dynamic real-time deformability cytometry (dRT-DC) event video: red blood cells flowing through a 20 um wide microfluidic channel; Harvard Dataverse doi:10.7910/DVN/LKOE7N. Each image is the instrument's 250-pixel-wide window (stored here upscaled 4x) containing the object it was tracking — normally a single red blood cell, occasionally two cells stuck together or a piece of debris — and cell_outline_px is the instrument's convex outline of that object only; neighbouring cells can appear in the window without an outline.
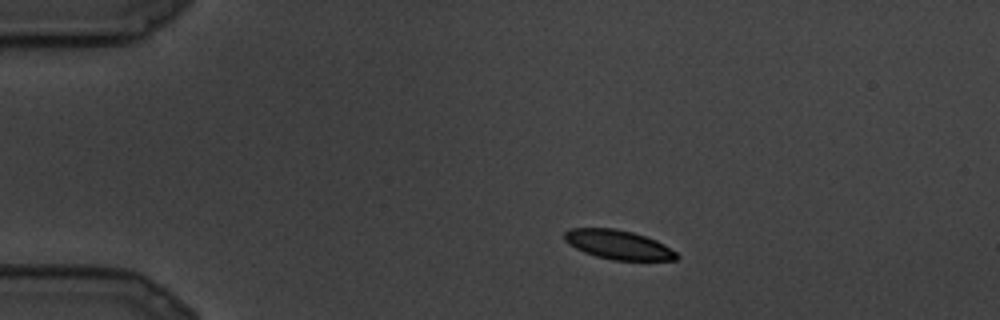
{"species": "common noctule bat (a hibernating species)", "species_latin": "Nyctalus noctula", "temperature_condition": "cold", "stored_images_in_passage": 8, "camera_frame_rate_fps": 3000, "um_per_image_px": 0.085, "animal": {"sex": "male", "body_mass_g": 19.5, "forearm_length_mm": 54.6}, "frame": {"image": 1, "passage_image": 3, "time_ms": 0.667, "image_size_px": [1000, 320], "cell_outline_px": [[680, 256], [676, 260], [612, 260], [596, 256], [584, 252], [568, 244], [564, 240], [564, 232], [568, 228], [616, 228], [632, 232], [656, 240], [664, 244], [676, 252]], "centroid_in_image_um": [52.54, 20.79], "position_along_channel_um": 32.5, "area_um2": 19.13}}